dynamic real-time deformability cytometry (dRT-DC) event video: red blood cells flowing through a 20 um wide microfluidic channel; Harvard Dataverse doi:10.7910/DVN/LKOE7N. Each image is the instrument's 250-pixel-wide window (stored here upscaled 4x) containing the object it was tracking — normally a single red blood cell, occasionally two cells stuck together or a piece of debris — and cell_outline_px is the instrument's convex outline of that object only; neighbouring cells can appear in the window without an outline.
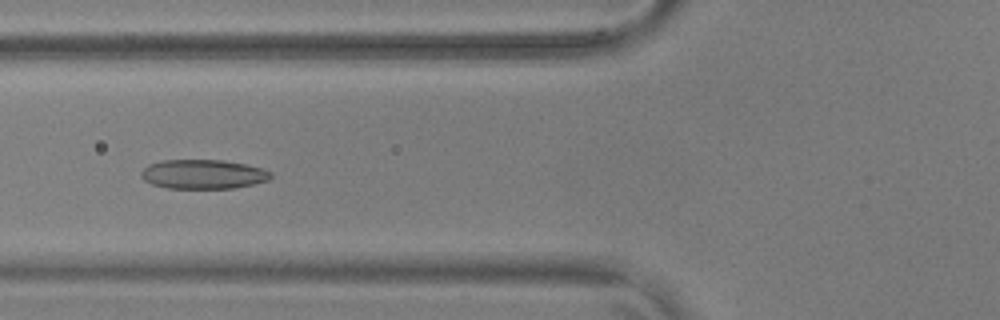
{"species": "common noctule bat (a hibernating species)", "species_latin": "Nyctalus noctula", "temperature_condition": "warm", "stored_images_in_passage": 34, "camera_frame_rate_fps": 3000, "um_per_image_px": 0.085, "animal": {"sex": "male", "body_mass_g": 17.9, "forearm_length_mm": 54.2}, "frame": {"image": 1, "passage_image": 8, "time_ms": 2.333, "image_size_px": [1000, 320], "cell_outline_px": [[272, 176], [268, 180], [252, 184], [232, 188], [168, 188], [152, 184], [144, 180], [140, 176], [140, 172], [148, 164], [160, 160], [224, 160], [264, 168], [272, 172]], "centroid_in_image_um": [17.25, 14.8], "position_along_channel_um": 108.5, "area_um2": 22.2}}
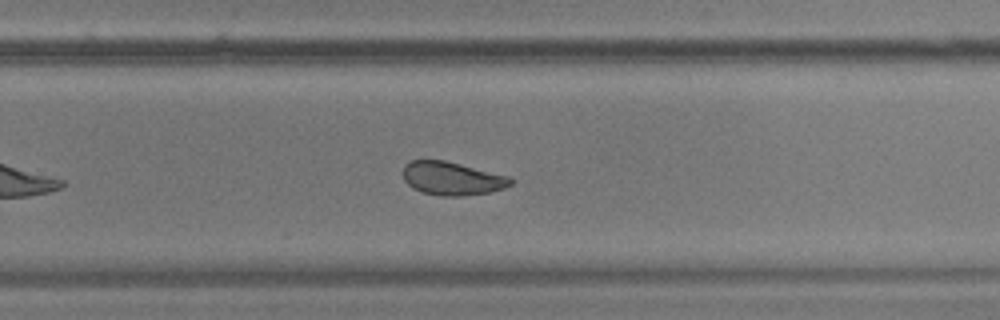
{"frame": {"image": 2, "passage_image": 23, "time_ms": 7.333, "image_size_px": [1000, 320], "cell_outline_px": [[512, 184], [504, 188], [488, 192], [460, 196], [440, 196], [424, 192], [412, 188], [404, 180], [400, 172], [404, 164], [412, 160], [444, 160], [512, 176]], "centroid_in_image_um": [38.4, 15.15], "position_along_channel_um": 291.4, "area_um2": 21.15}}
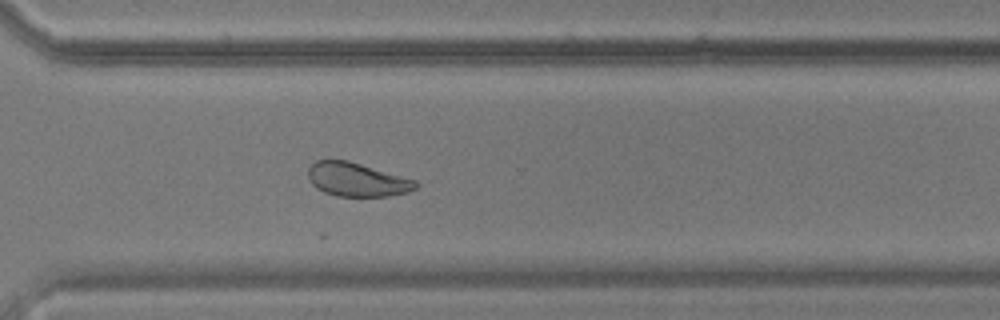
{"frame": {"image": 3, "passage_image": 27, "time_ms": 8.667, "image_size_px": [1000, 320], "cell_outline_px": [[420, 184], [416, 188], [408, 192], [388, 196], [336, 196], [324, 192], [316, 188], [312, 184], [308, 176], [308, 168], [316, 160], [348, 160], [416, 180]], "centroid_in_image_um": [30.34, 15.27], "position_along_channel_um": 340.3, "area_um2": 21.15}, "authors_computed_cell_mechanics": {"area_um2": 21.5594, "velocity_mm_per_s": 3.6581, "shape_relaxation_time_tau1_ms": 5.713, "shape_relaxation_time_tau2_ms": 1.9023, "deformation_change_tau1": 0.1226, "deformation_change_tau2": 0.0759}}